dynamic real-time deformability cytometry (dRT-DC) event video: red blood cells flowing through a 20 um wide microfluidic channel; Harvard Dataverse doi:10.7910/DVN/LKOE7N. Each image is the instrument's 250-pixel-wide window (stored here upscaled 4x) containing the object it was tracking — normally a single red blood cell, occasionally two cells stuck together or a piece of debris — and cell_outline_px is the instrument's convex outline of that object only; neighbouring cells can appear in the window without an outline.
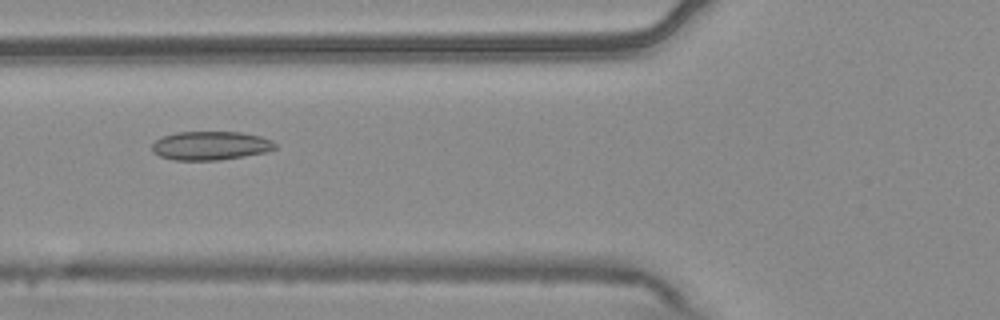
{"species": "common noctule bat (a hibernating species)", "species_latin": "Nyctalus noctula", "temperature_condition": "warm", "stored_images_in_passage": 8, "camera_frame_rate_fps": 3000, "um_per_image_px": 0.085, "animal": {"sex": "male", "body_mass_g": 20.4}, "frame": {"image": 1, "passage_image": 6, "time_ms": 1.667, "image_size_px": [1000, 320], "cell_outline_px": [[276, 148], [268, 152], [220, 160], [172, 160], [160, 156], [152, 152], [152, 144], [160, 136], [176, 132], [240, 132], [260, 136], [272, 140], [276, 144]], "centroid_in_image_um": [17.88, 12.38], "position_along_channel_um": 107.9, "area_um2": 20.81}}
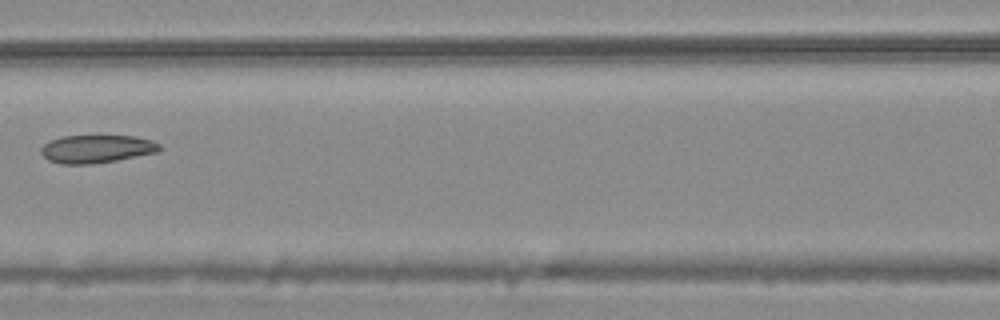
{"frame": {"image": 2, "passage_image": 7, "time_ms": 2.0, "image_size_px": [1000, 320], "cell_outline_px": [[160, 148], [156, 152], [116, 160], [92, 164], [60, 164], [48, 160], [40, 152], [40, 148], [44, 144], [52, 140], [64, 136], [136, 136], [152, 140], [160, 144]], "centroid_in_image_um": [8.19, 12.66], "position_along_channel_um": 158.4, "area_um2": 19.19}}
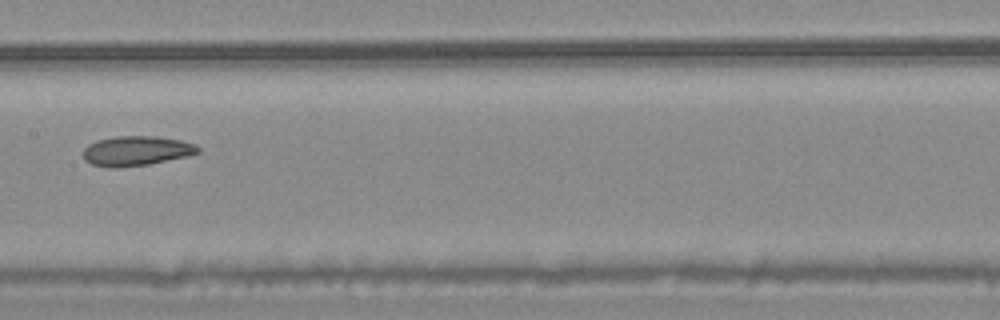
{"frame": {"image": 3, "passage_image": 8, "time_ms": 2.333, "image_size_px": [1000, 320], "cell_outline_px": [[200, 152], [188, 156], [148, 164], [116, 168], [108, 168], [92, 164], [84, 160], [84, 148], [88, 144], [96, 140], [116, 136], [156, 136], [180, 140], [196, 144], [200, 148]], "centroid_in_image_um": [11.59, 12.82], "position_along_channel_um": 195.8, "area_um2": 20.0}}